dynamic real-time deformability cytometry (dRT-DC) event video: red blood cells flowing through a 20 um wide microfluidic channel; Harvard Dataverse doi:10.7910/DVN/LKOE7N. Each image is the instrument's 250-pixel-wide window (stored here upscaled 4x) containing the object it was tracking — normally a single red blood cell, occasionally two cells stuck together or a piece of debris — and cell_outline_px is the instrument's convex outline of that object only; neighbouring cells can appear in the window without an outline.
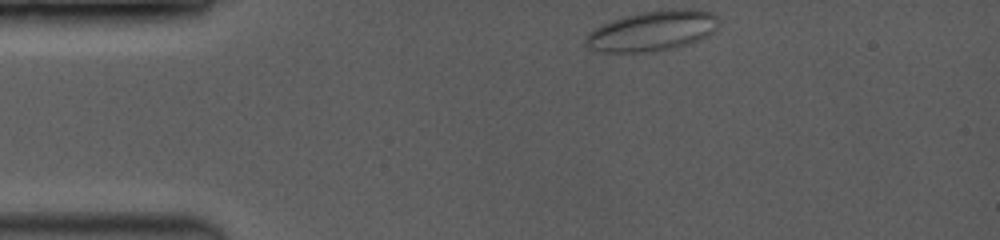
{"species": "common noctule bat (a hibernating species)", "species_latin": "Nyctalus noctula", "temperature_condition": "room temperature", "stored_images_in_passage": 47, "camera_frame_rate_fps": 3500, "um_per_image_px": 0.085, "animal": {"sex": "female", "body_mass_g": 19.0, "forearm_length_mm": 53.3}, "frame": {"image": 1, "passage_image": 1, "time_ms": 0.0, "image_size_px": [1000, 240], "cell_outline_px": [[716, 32], [700, 40], [676, 48], [644, 52], [600, 52], [588, 48], [584, 44], [584, 40], [596, 28], [604, 24], [628, 16], [644, 12], [708, 12], [716, 16]], "centroid_in_image_um": [55.4, 2.71], "position_along_channel_um": 29.6, "area_um2": 29.65}}
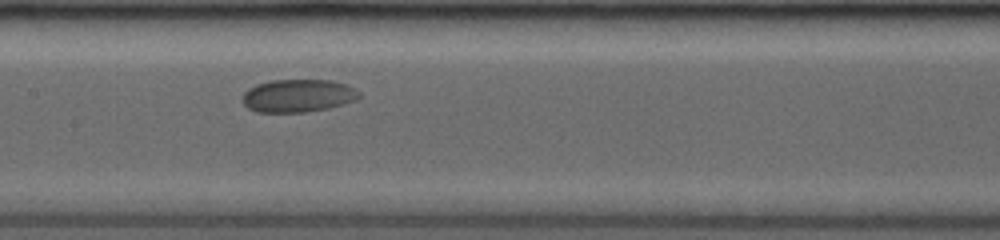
{"frame": {"image": 2, "passage_image": 21, "time_ms": 5.429, "image_size_px": [1000, 240], "cell_outline_px": [[360, 96], [356, 100], [344, 104], [328, 108], [308, 112], [256, 112], [248, 108], [244, 104], [244, 92], [248, 88], [256, 84], [272, 80], [332, 80], [344, 84], [360, 92]], "centroid_in_image_um": [25.33, 8.14], "position_along_channel_um": 182.1, "area_um2": 22.31}}
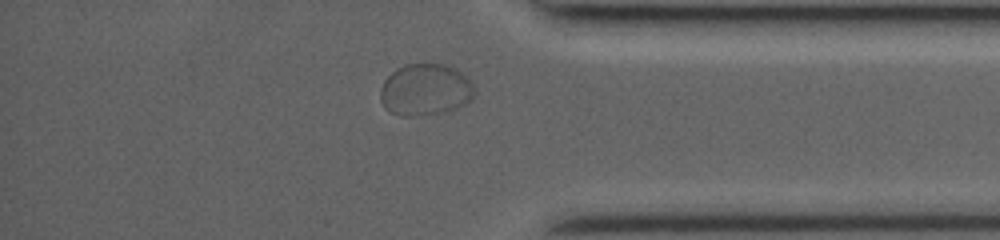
{"frame": {"image": 3, "passage_image": 41, "time_ms": 11.143, "image_size_px": [1000, 240], "cell_outline_px": [[472, 100], [452, 112], [420, 116], [400, 116], [388, 112], [384, 108], [380, 100], [380, 88], [384, 80], [396, 68], [404, 64], [444, 64], [456, 68], [472, 80]], "centroid_in_image_um": [36.14, 7.65], "position_along_channel_um": 399.1, "area_um2": 29.07}}